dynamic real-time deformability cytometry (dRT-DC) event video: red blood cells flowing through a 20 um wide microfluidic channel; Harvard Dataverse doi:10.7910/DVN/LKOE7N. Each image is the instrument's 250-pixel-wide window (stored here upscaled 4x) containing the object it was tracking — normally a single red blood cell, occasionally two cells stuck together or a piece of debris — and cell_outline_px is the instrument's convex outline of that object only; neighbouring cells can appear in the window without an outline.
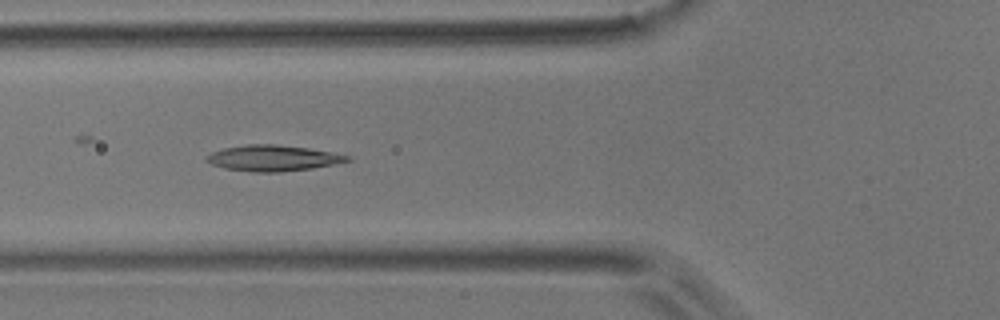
{"species": "common noctule bat (a hibernating species)", "species_latin": "Nyctalus noctula", "temperature_condition": "room temperature", "stored_images_in_passage": 14, "camera_frame_rate_fps": 3000, "um_per_image_px": 0.085, "animal": {"sex": "male", "body_mass_g": 17.9}, "frame": {"image": 1, "passage_image": 5, "time_ms": 5.667, "image_size_px": [1000, 320], "cell_outline_px": [[352, 160], [312, 168], [280, 172], [252, 172], [224, 168], [212, 164], [204, 160], [204, 156], [212, 152], [224, 148], [248, 144], [276, 144], [308, 148], [332, 152], [352, 156]], "centroid_in_image_um": [23.18, 13.43], "position_along_channel_um": 102.6, "area_um2": 21.27}}
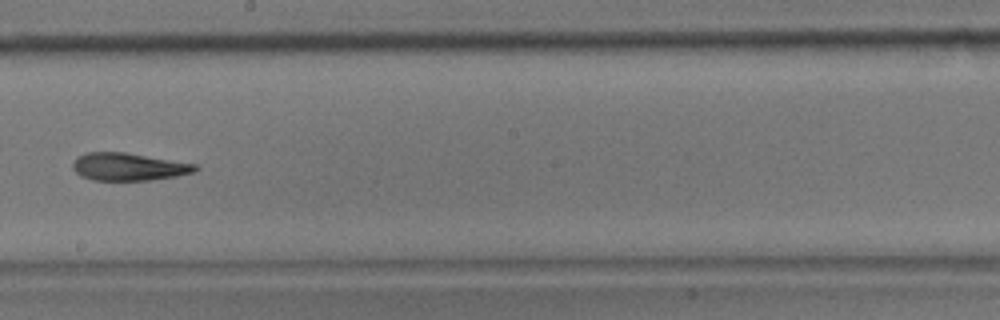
{"frame": {"image": 2, "passage_image": 8, "time_ms": 9.333, "image_size_px": [1000, 320], "cell_outline_px": [[200, 168], [192, 172], [176, 176], [148, 180], [92, 180], [80, 176], [72, 168], [72, 164], [76, 156], [84, 152], [124, 152], [196, 164]], "centroid_in_image_um": [10.87, 14.17], "position_along_channel_um": 237.3, "area_um2": 19.71}}
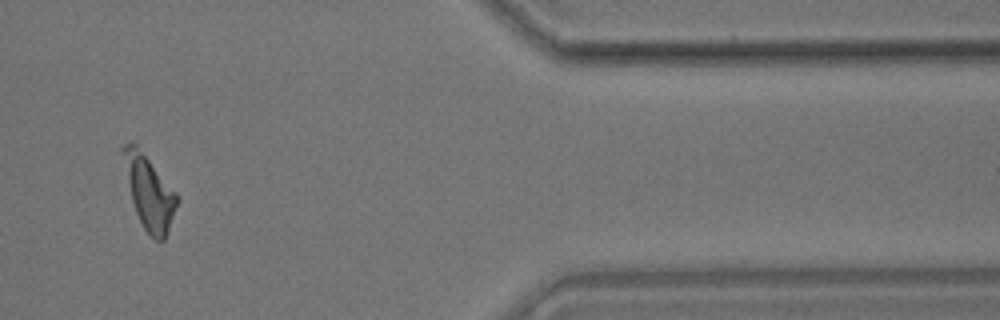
{"frame": {"image": 3, "passage_image": 12, "time_ms": 14.667, "image_size_px": [1000, 320], "cell_outline_px": [[180, 200], [168, 232], [164, 240], [156, 240], [144, 228], [136, 212], [132, 200], [120, 152], [120, 148], [124, 144], [132, 140], [136, 140], [176, 192]], "centroid_in_image_um": [12.67, 16.22], "position_along_channel_um": 398.7, "area_um2": 23.52}, "authors_computed_cell_mechanics": {"area_um2": 21.2415, "velocity_mm_per_s": 3.6745, "shape_relaxation_time_tau1_ms": null, "shape_relaxation_time_tau2_ms": 3.8249, "deformation_change_tau1": null, "deformation_change_tau2": 0.1311}}